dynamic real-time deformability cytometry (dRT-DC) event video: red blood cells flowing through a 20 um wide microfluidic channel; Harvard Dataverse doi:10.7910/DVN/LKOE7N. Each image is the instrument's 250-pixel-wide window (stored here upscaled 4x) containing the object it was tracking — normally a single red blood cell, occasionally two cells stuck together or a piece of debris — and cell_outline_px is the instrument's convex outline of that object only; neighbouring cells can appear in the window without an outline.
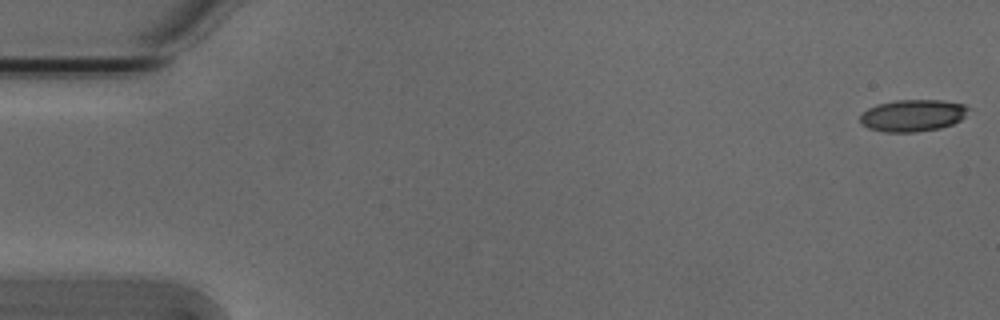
{"species": "Egyptian fruit bat (a non-hibernating species)", "species_latin": "Rousettus aegyptiacus", "temperature_condition": "cold", "stored_images_in_passage": 54, "camera_frame_rate_fps": 3000, "um_per_image_px": 0.085, "animal": {"sex": "male"}, "frame": {"image": 1, "passage_image": 1, "time_ms": 0.0, "image_size_px": [1000, 320], "cell_outline_px": [[972, 108], [960, 120], [952, 124], [940, 128], [916, 132], [884, 132], [868, 128], [860, 124], [860, 116], [868, 108], [876, 104], [896, 100], [944, 100], [964, 104]], "centroid_in_image_um": [77.59, 9.81], "position_along_channel_um": 7.4, "area_um2": 20.35}}
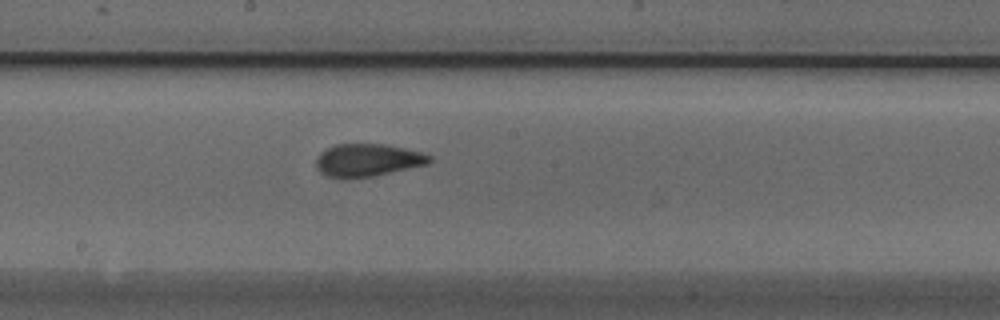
{"frame": {"image": 2, "passage_image": 29, "time_ms": 9.333, "image_size_px": [1000, 320], "cell_outline_px": [[432, 160], [428, 164], [372, 176], [344, 180], [328, 176], [320, 172], [316, 168], [316, 156], [320, 152], [336, 144], [388, 144], [420, 152], [432, 156]], "centroid_in_image_um": [31.21, 13.62], "position_along_channel_um": 217.0, "area_um2": 21.79}}
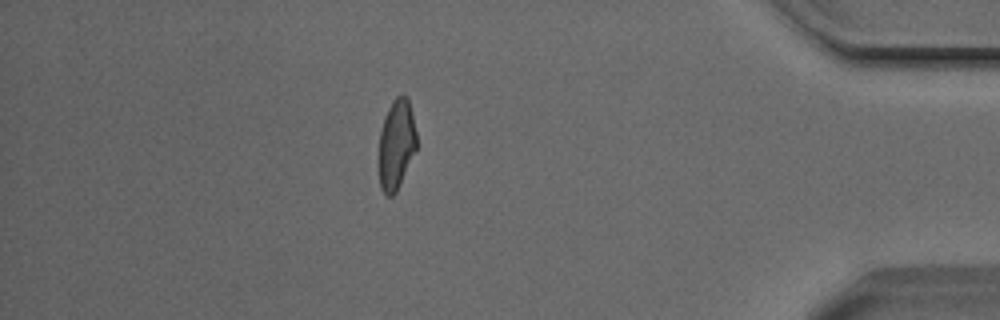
{"frame": {"image": 3, "passage_image": 47, "time_ms": 15.333, "image_size_px": [1000, 320], "cell_outline_px": [[416, 148], [400, 184], [396, 192], [392, 196], [384, 196], [380, 188], [380, 132], [384, 116], [392, 100], [400, 92], [404, 92], [408, 96], [412, 112], [416, 132]], "centroid_in_image_um": [33.7, 12.21], "position_along_channel_um": 401.5, "area_um2": 19.83}, "authors_computed_cell_mechanics": {"area_um2": 21.0392, "velocity_mm_per_s": 3.8093, "shape_relaxation_time_tau1_ms": 6.4076, "shape_relaxation_time_tau2_ms": 1.5675, "deformation_change_tau1": 0.1714, "deformation_change_tau2": 0.0858}}